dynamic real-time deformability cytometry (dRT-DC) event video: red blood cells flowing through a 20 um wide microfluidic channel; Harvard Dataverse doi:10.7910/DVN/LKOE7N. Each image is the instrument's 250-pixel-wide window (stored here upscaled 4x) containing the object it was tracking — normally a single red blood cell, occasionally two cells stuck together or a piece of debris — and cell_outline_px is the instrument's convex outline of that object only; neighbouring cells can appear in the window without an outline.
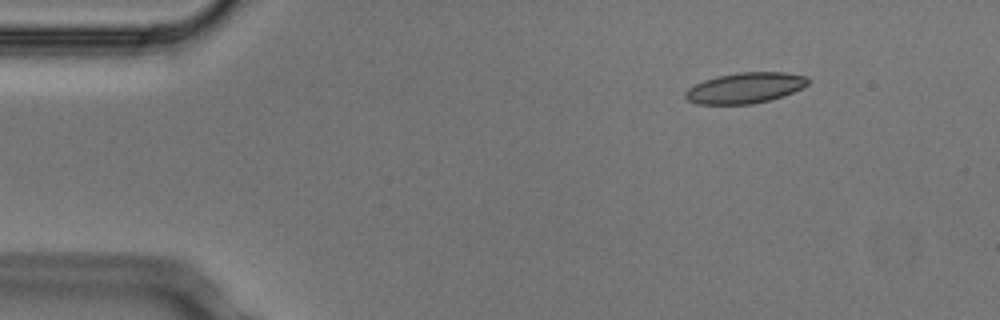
{"species": "Egyptian fruit bat (a non-hibernating species)", "species_latin": "Rousettus aegyptiacus", "temperature_condition": "cold", "stored_images_in_passage": 5, "camera_frame_rate_fps": 3000, "um_per_image_px": 0.085, "animal": {"sex": "male"}, "frame": {"image": 1, "passage_image": 2, "time_ms": 0.333, "image_size_px": [1000, 320], "cell_outline_px": [[812, 80], [804, 88], [768, 100], [752, 104], [696, 104], [688, 100], [684, 96], [684, 92], [688, 88], [704, 80], [716, 76], [736, 72], [784, 72], [808, 76]], "centroid_in_image_um": [63.35, 7.46], "position_along_channel_um": 21.6, "area_um2": 22.08}}
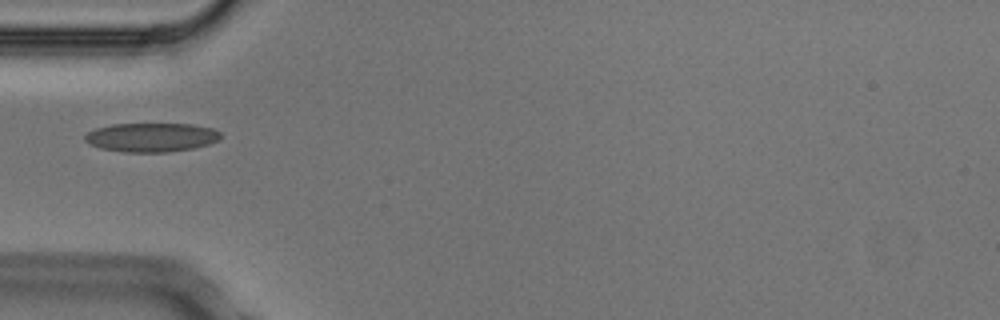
{"frame": {"image": 2, "passage_image": 4, "time_ms": 1.0, "image_size_px": [1000, 320], "cell_outline_px": [[220, 140], [208, 144], [192, 148], [168, 152], [124, 152], [100, 148], [88, 144], [84, 140], [84, 136], [88, 132], [96, 128], [112, 124], [192, 124], [212, 128], [220, 132]], "centroid_in_image_um": [12.85, 11.67], "position_along_channel_um": 72.2, "area_um2": 22.95}}
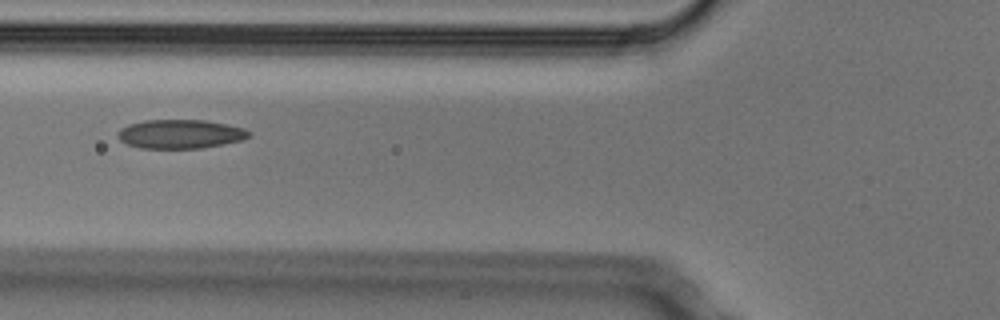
{"frame": {"image": 3, "passage_image": 5, "time_ms": 1.333, "image_size_px": [1000, 320], "cell_outline_px": [[252, 136], [240, 140], [200, 148], [140, 148], [128, 144], [120, 140], [116, 136], [116, 132], [120, 128], [128, 124], [144, 120], [204, 120], [228, 124], [244, 128]], "centroid_in_image_um": [15.27, 11.38], "position_along_channel_um": 110.5, "area_um2": 22.08}}